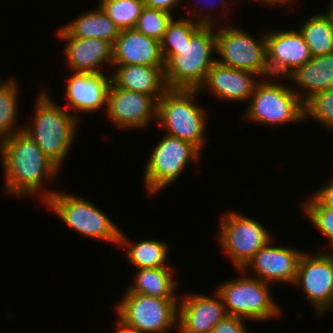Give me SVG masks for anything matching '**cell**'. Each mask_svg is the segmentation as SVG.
Segmentation results:
<instances>
[{
	"instance_id": "obj_1",
	"label": "cell",
	"mask_w": 333,
	"mask_h": 333,
	"mask_svg": "<svg viewBox=\"0 0 333 333\" xmlns=\"http://www.w3.org/2000/svg\"><path fill=\"white\" fill-rule=\"evenodd\" d=\"M0 157L5 194L16 198L39 195L45 203L56 192L43 190L42 186L44 180L52 182L58 179L60 169L25 132H16L1 141Z\"/></svg>"
},
{
	"instance_id": "obj_2",
	"label": "cell",
	"mask_w": 333,
	"mask_h": 333,
	"mask_svg": "<svg viewBox=\"0 0 333 333\" xmlns=\"http://www.w3.org/2000/svg\"><path fill=\"white\" fill-rule=\"evenodd\" d=\"M38 95L31 125L22 124V131L32 138L43 153L61 170L75 140L80 118L78 114L68 112L66 108L56 104L45 89Z\"/></svg>"
},
{
	"instance_id": "obj_3",
	"label": "cell",
	"mask_w": 333,
	"mask_h": 333,
	"mask_svg": "<svg viewBox=\"0 0 333 333\" xmlns=\"http://www.w3.org/2000/svg\"><path fill=\"white\" fill-rule=\"evenodd\" d=\"M216 27L202 25L180 48H161L168 89H199L204 83L216 62Z\"/></svg>"
},
{
	"instance_id": "obj_4",
	"label": "cell",
	"mask_w": 333,
	"mask_h": 333,
	"mask_svg": "<svg viewBox=\"0 0 333 333\" xmlns=\"http://www.w3.org/2000/svg\"><path fill=\"white\" fill-rule=\"evenodd\" d=\"M198 89H168L158 100L157 124L169 136L194 145L206 143L207 111L195 101Z\"/></svg>"
},
{
	"instance_id": "obj_5",
	"label": "cell",
	"mask_w": 333,
	"mask_h": 333,
	"mask_svg": "<svg viewBox=\"0 0 333 333\" xmlns=\"http://www.w3.org/2000/svg\"><path fill=\"white\" fill-rule=\"evenodd\" d=\"M116 303V327L127 333H168L178 326V298H155L128 289Z\"/></svg>"
},
{
	"instance_id": "obj_6",
	"label": "cell",
	"mask_w": 333,
	"mask_h": 333,
	"mask_svg": "<svg viewBox=\"0 0 333 333\" xmlns=\"http://www.w3.org/2000/svg\"><path fill=\"white\" fill-rule=\"evenodd\" d=\"M276 79L279 78H261L256 83L245 117L252 122L275 127L288 123H302L304 103L290 85L278 83L280 80Z\"/></svg>"
},
{
	"instance_id": "obj_7",
	"label": "cell",
	"mask_w": 333,
	"mask_h": 333,
	"mask_svg": "<svg viewBox=\"0 0 333 333\" xmlns=\"http://www.w3.org/2000/svg\"><path fill=\"white\" fill-rule=\"evenodd\" d=\"M238 271L242 276L215 288L222 298L227 315L250 321H265L279 317L282 314L281 307L276 304L270 285L246 275L243 270Z\"/></svg>"
},
{
	"instance_id": "obj_8",
	"label": "cell",
	"mask_w": 333,
	"mask_h": 333,
	"mask_svg": "<svg viewBox=\"0 0 333 333\" xmlns=\"http://www.w3.org/2000/svg\"><path fill=\"white\" fill-rule=\"evenodd\" d=\"M66 226L87 238L119 245L121 230L95 203L75 194L55 192L46 202Z\"/></svg>"
},
{
	"instance_id": "obj_9",
	"label": "cell",
	"mask_w": 333,
	"mask_h": 333,
	"mask_svg": "<svg viewBox=\"0 0 333 333\" xmlns=\"http://www.w3.org/2000/svg\"><path fill=\"white\" fill-rule=\"evenodd\" d=\"M149 155L143 184L147 194L157 195L182 175L190 161L198 162L202 154L191 143L164 134Z\"/></svg>"
},
{
	"instance_id": "obj_10",
	"label": "cell",
	"mask_w": 333,
	"mask_h": 333,
	"mask_svg": "<svg viewBox=\"0 0 333 333\" xmlns=\"http://www.w3.org/2000/svg\"><path fill=\"white\" fill-rule=\"evenodd\" d=\"M218 29V30H217ZM239 26L216 28V61L221 65L252 72L258 78H268L265 34L259 40Z\"/></svg>"
},
{
	"instance_id": "obj_11",
	"label": "cell",
	"mask_w": 333,
	"mask_h": 333,
	"mask_svg": "<svg viewBox=\"0 0 333 333\" xmlns=\"http://www.w3.org/2000/svg\"><path fill=\"white\" fill-rule=\"evenodd\" d=\"M219 218L217 241L238 270H242L273 239L271 232L261 222L235 210L224 213Z\"/></svg>"
},
{
	"instance_id": "obj_12",
	"label": "cell",
	"mask_w": 333,
	"mask_h": 333,
	"mask_svg": "<svg viewBox=\"0 0 333 333\" xmlns=\"http://www.w3.org/2000/svg\"><path fill=\"white\" fill-rule=\"evenodd\" d=\"M304 251L298 265L294 286L305 293L316 314L322 317L333 311V251L316 254Z\"/></svg>"
},
{
	"instance_id": "obj_13",
	"label": "cell",
	"mask_w": 333,
	"mask_h": 333,
	"mask_svg": "<svg viewBox=\"0 0 333 333\" xmlns=\"http://www.w3.org/2000/svg\"><path fill=\"white\" fill-rule=\"evenodd\" d=\"M158 101L143 93L127 91L113 83L108 91L105 108L107 118L118 128L141 129L157 120Z\"/></svg>"
},
{
	"instance_id": "obj_14",
	"label": "cell",
	"mask_w": 333,
	"mask_h": 333,
	"mask_svg": "<svg viewBox=\"0 0 333 333\" xmlns=\"http://www.w3.org/2000/svg\"><path fill=\"white\" fill-rule=\"evenodd\" d=\"M269 77L285 78L312 59L310 49L299 29L267 31Z\"/></svg>"
},
{
	"instance_id": "obj_15",
	"label": "cell",
	"mask_w": 333,
	"mask_h": 333,
	"mask_svg": "<svg viewBox=\"0 0 333 333\" xmlns=\"http://www.w3.org/2000/svg\"><path fill=\"white\" fill-rule=\"evenodd\" d=\"M272 241L262 247L242 270L247 274L251 268L254 278L267 284L277 282L294 285L304 250L274 246Z\"/></svg>"
},
{
	"instance_id": "obj_16",
	"label": "cell",
	"mask_w": 333,
	"mask_h": 333,
	"mask_svg": "<svg viewBox=\"0 0 333 333\" xmlns=\"http://www.w3.org/2000/svg\"><path fill=\"white\" fill-rule=\"evenodd\" d=\"M214 291V297L189 293L179 298L178 327L182 333H211L227 315L221 296Z\"/></svg>"
},
{
	"instance_id": "obj_17",
	"label": "cell",
	"mask_w": 333,
	"mask_h": 333,
	"mask_svg": "<svg viewBox=\"0 0 333 333\" xmlns=\"http://www.w3.org/2000/svg\"><path fill=\"white\" fill-rule=\"evenodd\" d=\"M66 109L75 112L94 113L106 107L108 91L111 86V74L73 72L66 79Z\"/></svg>"
},
{
	"instance_id": "obj_18",
	"label": "cell",
	"mask_w": 333,
	"mask_h": 333,
	"mask_svg": "<svg viewBox=\"0 0 333 333\" xmlns=\"http://www.w3.org/2000/svg\"><path fill=\"white\" fill-rule=\"evenodd\" d=\"M256 74L221 65L217 61L208 71L204 83L199 87V93L210 91L219 101L249 102L254 87L260 78Z\"/></svg>"
},
{
	"instance_id": "obj_19",
	"label": "cell",
	"mask_w": 333,
	"mask_h": 333,
	"mask_svg": "<svg viewBox=\"0 0 333 333\" xmlns=\"http://www.w3.org/2000/svg\"><path fill=\"white\" fill-rule=\"evenodd\" d=\"M165 66L159 41L135 28L119 32L112 48V65Z\"/></svg>"
},
{
	"instance_id": "obj_20",
	"label": "cell",
	"mask_w": 333,
	"mask_h": 333,
	"mask_svg": "<svg viewBox=\"0 0 333 333\" xmlns=\"http://www.w3.org/2000/svg\"><path fill=\"white\" fill-rule=\"evenodd\" d=\"M66 41L64 56L72 72L103 73L101 67H112L113 44L98 38L59 37Z\"/></svg>"
},
{
	"instance_id": "obj_21",
	"label": "cell",
	"mask_w": 333,
	"mask_h": 333,
	"mask_svg": "<svg viewBox=\"0 0 333 333\" xmlns=\"http://www.w3.org/2000/svg\"><path fill=\"white\" fill-rule=\"evenodd\" d=\"M112 83L127 91L143 93L157 101L168 90L165 82V66L112 65Z\"/></svg>"
},
{
	"instance_id": "obj_22",
	"label": "cell",
	"mask_w": 333,
	"mask_h": 333,
	"mask_svg": "<svg viewBox=\"0 0 333 333\" xmlns=\"http://www.w3.org/2000/svg\"><path fill=\"white\" fill-rule=\"evenodd\" d=\"M286 78L293 81L291 85L292 83L297 85L290 87L305 103L315 94L333 87V53L312 57Z\"/></svg>"
},
{
	"instance_id": "obj_23",
	"label": "cell",
	"mask_w": 333,
	"mask_h": 333,
	"mask_svg": "<svg viewBox=\"0 0 333 333\" xmlns=\"http://www.w3.org/2000/svg\"><path fill=\"white\" fill-rule=\"evenodd\" d=\"M119 32L115 23L97 5L95 10L86 11L60 27L57 35L58 37L98 38L113 44Z\"/></svg>"
},
{
	"instance_id": "obj_24",
	"label": "cell",
	"mask_w": 333,
	"mask_h": 333,
	"mask_svg": "<svg viewBox=\"0 0 333 333\" xmlns=\"http://www.w3.org/2000/svg\"><path fill=\"white\" fill-rule=\"evenodd\" d=\"M169 243L164 240L147 239L133 242L127 239L123 231L120 233L118 248H123L127 262L137 269L170 267L167 265Z\"/></svg>"
},
{
	"instance_id": "obj_25",
	"label": "cell",
	"mask_w": 333,
	"mask_h": 333,
	"mask_svg": "<svg viewBox=\"0 0 333 333\" xmlns=\"http://www.w3.org/2000/svg\"><path fill=\"white\" fill-rule=\"evenodd\" d=\"M137 270L132 285L127 288L130 292L155 298H179L176 296L179 281L173 278L172 266Z\"/></svg>"
},
{
	"instance_id": "obj_26",
	"label": "cell",
	"mask_w": 333,
	"mask_h": 333,
	"mask_svg": "<svg viewBox=\"0 0 333 333\" xmlns=\"http://www.w3.org/2000/svg\"><path fill=\"white\" fill-rule=\"evenodd\" d=\"M189 10L191 11H186L188 14L191 12L189 18L185 17L175 20V17H173L172 20L168 23L163 39L160 42L161 48H180L186 41L190 40V37L202 25L216 26L218 24L217 19L213 14L211 15L209 13L208 15H203V12H200V9L197 11L196 7L194 9L190 8ZM194 18L197 20L195 21Z\"/></svg>"
},
{
	"instance_id": "obj_27",
	"label": "cell",
	"mask_w": 333,
	"mask_h": 333,
	"mask_svg": "<svg viewBox=\"0 0 333 333\" xmlns=\"http://www.w3.org/2000/svg\"><path fill=\"white\" fill-rule=\"evenodd\" d=\"M299 26L312 57L333 53V24L326 13L309 16Z\"/></svg>"
},
{
	"instance_id": "obj_28",
	"label": "cell",
	"mask_w": 333,
	"mask_h": 333,
	"mask_svg": "<svg viewBox=\"0 0 333 333\" xmlns=\"http://www.w3.org/2000/svg\"><path fill=\"white\" fill-rule=\"evenodd\" d=\"M18 92V84L12 78L0 85V142L23 129V126L17 124L20 103Z\"/></svg>"
},
{
	"instance_id": "obj_29",
	"label": "cell",
	"mask_w": 333,
	"mask_h": 333,
	"mask_svg": "<svg viewBox=\"0 0 333 333\" xmlns=\"http://www.w3.org/2000/svg\"><path fill=\"white\" fill-rule=\"evenodd\" d=\"M98 3L120 31L135 28L145 7L143 0H100Z\"/></svg>"
},
{
	"instance_id": "obj_30",
	"label": "cell",
	"mask_w": 333,
	"mask_h": 333,
	"mask_svg": "<svg viewBox=\"0 0 333 333\" xmlns=\"http://www.w3.org/2000/svg\"><path fill=\"white\" fill-rule=\"evenodd\" d=\"M312 118L333 131V87L315 94L304 103V120Z\"/></svg>"
},
{
	"instance_id": "obj_31",
	"label": "cell",
	"mask_w": 333,
	"mask_h": 333,
	"mask_svg": "<svg viewBox=\"0 0 333 333\" xmlns=\"http://www.w3.org/2000/svg\"><path fill=\"white\" fill-rule=\"evenodd\" d=\"M174 16L159 9L144 7L135 29L149 38L162 41L168 23Z\"/></svg>"
},
{
	"instance_id": "obj_32",
	"label": "cell",
	"mask_w": 333,
	"mask_h": 333,
	"mask_svg": "<svg viewBox=\"0 0 333 333\" xmlns=\"http://www.w3.org/2000/svg\"><path fill=\"white\" fill-rule=\"evenodd\" d=\"M309 197V200L301 205L303 213H306L313 226L328 238V248L333 251V209L323 207L312 196Z\"/></svg>"
},
{
	"instance_id": "obj_33",
	"label": "cell",
	"mask_w": 333,
	"mask_h": 333,
	"mask_svg": "<svg viewBox=\"0 0 333 333\" xmlns=\"http://www.w3.org/2000/svg\"><path fill=\"white\" fill-rule=\"evenodd\" d=\"M244 318L226 315L212 329L211 333H249Z\"/></svg>"
},
{
	"instance_id": "obj_34",
	"label": "cell",
	"mask_w": 333,
	"mask_h": 333,
	"mask_svg": "<svg viewBox=\"0 0 333 333\" xmlns=\"http://www.w3.org/2000/svg\"><path fill=\"white\" fill-rule=\"evenodd\" d=\"M328 179L323 188H319L315 194L311 196L323 207H328L333 209V175Z\"/></svg>"
},
{
	"instance_id": "obj_35",
	"label": "cell",
	"mask_w": 333,
	"mask_h": 333,
	"mask_svg": "<svg viewBox=\"0 0 333 333\" xmlns=\"http://www.w3.org/2000/svg\"><path fill=\"white\" fill-rule=\"evenodd\" d=\"M145 7L152 9H159L173 15L174 8H179V5L182 4L183 0H143Z\"/></svg>"
},
{
	"instance_id": "obj_36",
	"label": "cell",
	"mask_w": 333,
	"mask_h": 333,
	"mask_svg": "<svg viewBox=\"0 0 333 333\" xmlns=\"http://www.w3.org/2000/svg\"><path fill=\"white\" fill-rule=\"evenodd\" d=\"M195 1H197L196 3H195V5H197V7H198V5H201V3H202V1L200 0H195ZM209 1V0H208ZM207 1V2H208ZM211 1V2H210ZM209 1V5L208 4H206V5H208V7L206 6V5H204L203 7H206V8H210V9H213V7H218L219 8V6H217L218 4L217 3H215L216 1L215 0H210ZM213 1H215V2H213ZM220 1V4L222 5V11H220V13H222L221 14V16L223 17H225V18H228V17H226V16H228V11H232V10H230V6H229V4H231L232 2H229V0H228V2H227V0L225 1V0H219ZM218 1V2H219ZM200 2V3H199ZM206 3V2H205ZM228 3V4H227ZM203 4V3H202ZM202 6V5H201ZM228 10V11H227Z\"/></svg>"
},
{
	"instance_id": "obj_37",
	"label": "cell",
	"mask_w": 333,
	"mask_h": 333,
	"mask_svg": "<svg viewBox=\"0 0 333 333\" xmlns=\"http://www.w3.org/2000/svg\"><path fill=\"white\" fill-rule=\"evenodd\" d=\"M252 1H253V2L255 1V2H257V3L259 2V3H262V4H264V5L266 4V6H268V7H269V5H270V6H273V7H274V6H279V7H280L281 5L284 6L285 4H286V5H287V4L290 5V4L293 3V2L295 3L296 0H252ZM289 3H290V4H289Z\"/></svg>"
},
{
	"instance_id": "obj_38",
	"label": "cell",
	"mask_w": 333,
	"mask_h": 333,
	"mask_svg": "<svg viewBox=\"0 0 333 333\" xmlns=\"http://www.w3.org/2000/svg\"><path fill=\"white\" fill-rule=\"evenodd\" d=\"M325 13L329 16L333 24V0L330 2L329 7L327 8V11H325Z\"/></svg>"
},
{
	"instance_id": "obj_39",
	"label": "cell",
	"mask_w": 333,
	"mask_h": 333,
	"mask_svg": "<svg viewBox=\"0 0 333 333\" xmlns=\"http://www.w3.org/2000/svg\"><path fill=\"white\" fill-rule=\"evenodd\" d=\"M114 333H127L125 331H122L121 329H119L118 327L116 328V332L114 331Z\"/></svg>"
},
{
	"instance_id": "obj_40",
	"label": "cell",
	"mask_w": 333,
	"mask_h": 333,
	"mask_svg": "<svg viewBox=\"0 0 333 333\" xmlns=\"http://www.w3.org/2000/svg\"><path fill=\"white\" fill-rule=\"evenodd\" d=\"M175 330H178L177 333H182V331H181V329L179 327H177V329H175ZM168 333H171V332H168Z\"/></svg>"
}]
</instances>
